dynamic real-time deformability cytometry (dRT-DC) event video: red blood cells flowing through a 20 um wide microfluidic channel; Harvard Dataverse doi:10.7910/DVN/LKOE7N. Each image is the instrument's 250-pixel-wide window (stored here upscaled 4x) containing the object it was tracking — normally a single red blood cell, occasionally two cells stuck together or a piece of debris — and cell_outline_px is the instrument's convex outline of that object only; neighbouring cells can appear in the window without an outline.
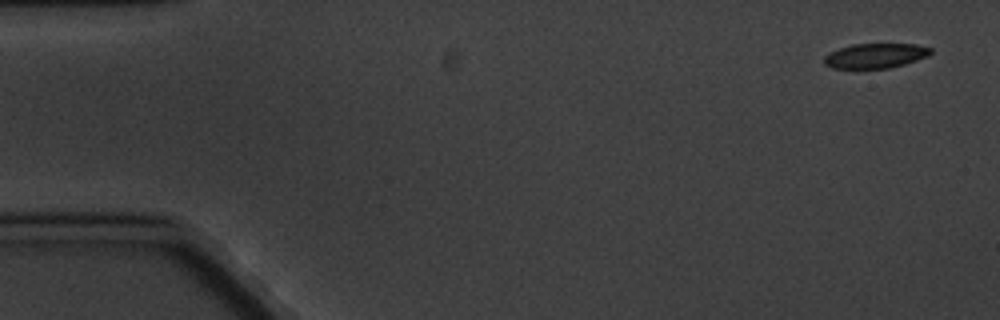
{"species": "common noctule bat (a hibernating species)", "species_latin": "Nyctalus noctula", "temperature_condition": "cold", "stored_images_in_passage": 5, "camera_frame_rate_fps": 3000, "um_per_image_px": 0.085, "animal": {"sex": "male", "body_mass_g": 20.1, "forearm_length_mm": 53.5}, "frame": {"image": 1, "passage_image": 1, "time_ms": 0.0, "image_size_px": [1000, 320], "cell_outline_px": [[932, 52], [928, 56], [904, 64], [888, 68], [832, 68], [824, 64], [824, 56], [840, 48], [852, 44], [916, 44], [932, 48]], "centroid_in_image_um": [74.42, 4.73], "position_along_channel_um": 10.6, "area_um2": 15.26}}